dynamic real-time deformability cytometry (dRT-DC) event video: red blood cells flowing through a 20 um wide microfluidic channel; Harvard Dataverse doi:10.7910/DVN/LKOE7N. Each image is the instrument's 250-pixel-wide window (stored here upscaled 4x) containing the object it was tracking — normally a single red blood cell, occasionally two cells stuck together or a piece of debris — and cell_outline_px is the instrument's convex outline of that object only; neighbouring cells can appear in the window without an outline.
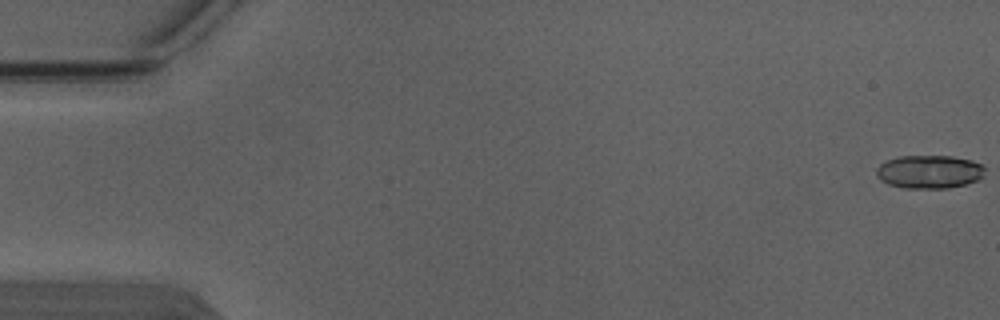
{"species": "Egyptian fruit bat (a non-hibernating species)", "species_latin": "Rousettus aegyptiacus", "temperature_condition": "warm", "stored_images_in_passage": 5, "camera_frame_rate_fps": 3000, "um_per_image_px": 0.085, "animal": {"sex": "male"}, "frame": {"image": 1, "passage_image": 1, "time_ms": 0.0, "image_size_px": [1000, 320], "cell_outline_px": [[984, 176], [976, 180], [964, 184], [948, 188], [904, 188], [888, 184], [880, 180], [876, 176], [876, 168], [880, 164], [888, 160], [900, 156], [952, 156], [972, 160], [980, 164], [984, 168]], "centroid_in_image_um": [78.97, 14.6], "position_along_channel_um": 6.0, "area_um2": 21.04}}
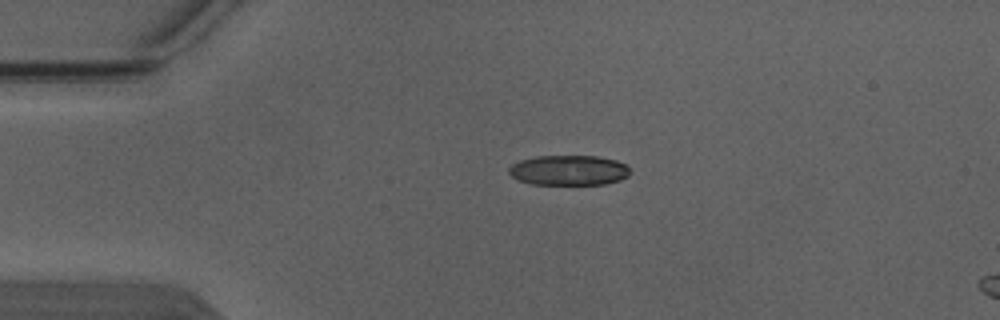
{"frame": {"image": 2, "passage_image": 4, "time_ms": 1.0, "image_size_px": [1000, 320], "cell_outline_px": [[632, 172], [628, 176], [620, 180], [604, 184], [532, 184], [520, 180], [512, 176], [508, 172], [508, 168], [512, 164], [520, 160], [536, 156], [596, 156], [616, 160], [624, 164]], "centroid_in_image_um": [48.35, 14.47], "position_along_channel_um": 36.7, "area_um2": 21.21}}